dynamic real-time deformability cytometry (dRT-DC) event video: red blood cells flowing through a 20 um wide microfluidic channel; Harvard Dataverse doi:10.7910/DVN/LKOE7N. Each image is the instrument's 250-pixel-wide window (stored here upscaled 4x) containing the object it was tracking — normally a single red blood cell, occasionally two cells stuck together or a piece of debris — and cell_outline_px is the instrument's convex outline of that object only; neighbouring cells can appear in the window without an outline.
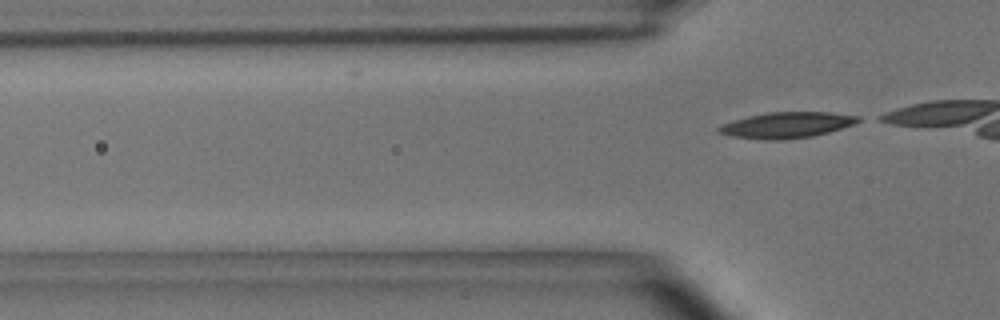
{"species": "common noctule bat (a hibernating species)", "species_latin": "Nyctalus noctula", "temperature_condition": "room temperature", "stored_images_in_passage": 4, "camera_frame_rate_fps": 3000, "um_per_image_px": 0.085, "animal": {"sex": "male", "body_mass_g": 15.6}, "frame": {"image": 1, "passage_image": 4, "time_ms": 1.0, "image_size_px": [1000, 320], "cell_outline_px": [[864, 120], [856, 124], [828, 132], [812, 136], [780, 140], [764, 140], [732, 136], [716, 132], [716, 128], [732, 120], [748, 116], [768, 112], [828, 112], [860, 116]], "centroid_in_image_um": [66.9, 10.63], "position_along_channel_um": 58.9, "area_um2": 21.15}}